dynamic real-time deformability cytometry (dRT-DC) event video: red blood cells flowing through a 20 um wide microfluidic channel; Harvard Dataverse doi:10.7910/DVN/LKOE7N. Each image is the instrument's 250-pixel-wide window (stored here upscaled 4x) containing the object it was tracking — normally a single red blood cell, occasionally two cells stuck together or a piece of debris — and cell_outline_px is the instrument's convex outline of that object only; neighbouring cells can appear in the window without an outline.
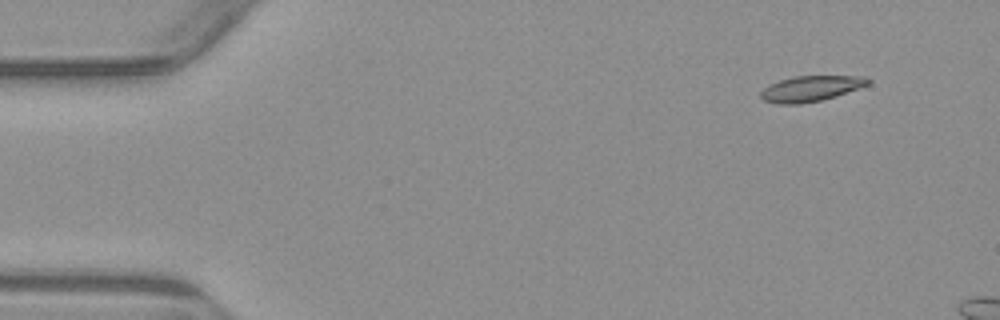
{"species": "common noctule bat (a hibernating species)", "species_latin": "Nyctalus noctula", "temperature_condition": "warm", "stored_images_in_passage": 3, "camera_frame_rate_fps": 3000, "um_per_image_px": 0.085, "animal": {"sex": "male", "body_mass_g": 23.1, "forearm_length_mm": 52.7}, "frame": {"image": 1, "passage_image": 1, "time_ms": 0.0, "image_size_px": [1000, 320], "cell_outline_px": [[872, 80], [868, 84], [860, 88], [836, 96], [820, 100], [800, 104], [776, 104], [764, 100], [760, 96], [760, 92], [768, 84], [792, 76], [864, 76]], "centroid_in_image_um": [68.9, 7.52], "position_along_channel_um": 16.1, "area_um2": 16.07}}